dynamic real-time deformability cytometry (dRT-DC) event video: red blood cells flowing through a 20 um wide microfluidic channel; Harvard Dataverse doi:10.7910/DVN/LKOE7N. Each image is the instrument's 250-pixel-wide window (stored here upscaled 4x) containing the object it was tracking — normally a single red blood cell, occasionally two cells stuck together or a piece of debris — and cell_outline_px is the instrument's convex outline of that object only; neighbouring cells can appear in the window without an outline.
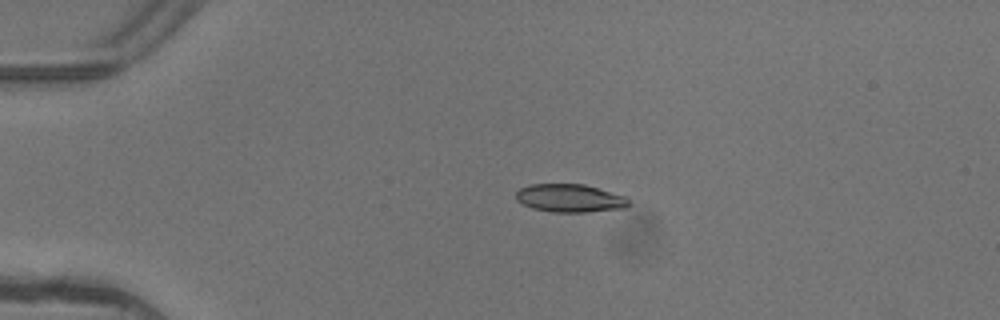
{"species": "common noctule bat (a hibernating species)", "species_latin": "Nyctalus noctula", "temperature_condition": "warm", "stored_images_in_passage": 3, "camera_frame_rate_fps": 3000, "um_per_image_px": 0.085, "animal": {"sex": "female"}, "frame": {"image": 1, "passage_image": 2, "time_ms": 0.333, "image_size_px": [1000, 320], "cell_outline_px": [[628, 204], [624, 208], [588, 212], [552, 212], [532, 208], [516, 200], [516, 192], [520, 188], [528, 184], [584, 184], [624, 196], [628, 200]], "centroid_in_image_um": [48.39, 16.84], "position_along_channel_um": 36.6, "area_um2": 18.32}}